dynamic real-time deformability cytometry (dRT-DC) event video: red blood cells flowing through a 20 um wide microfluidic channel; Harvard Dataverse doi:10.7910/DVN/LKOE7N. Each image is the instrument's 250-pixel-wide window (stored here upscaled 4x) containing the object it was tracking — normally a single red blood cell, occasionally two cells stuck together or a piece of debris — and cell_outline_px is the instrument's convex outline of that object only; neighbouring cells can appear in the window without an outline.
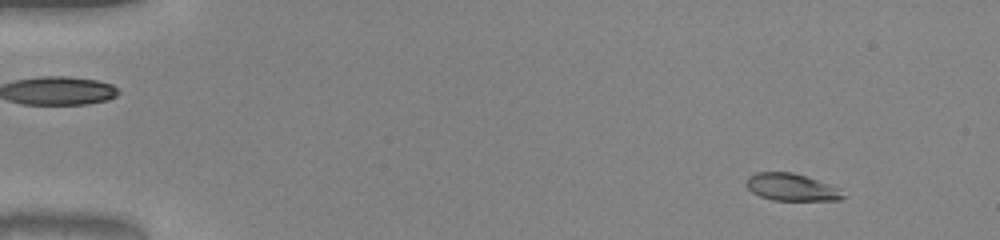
{"species": "common noctule bat (a hibernating species)", "species_latin": "Nyctalus noctula", "temperature_condition": "warm", "stored_images_in_passage": 48, "camera_frame_rate_fps": 3000, "um_per_image_px": 0.085, "animal": {"sex": "male", "body_mass_g": 20.0, "forearm_length_mm": 53.3}, "frame": {"image": 1, "passage_image": 2, "time_ms": 0.333, "image_size_px": [1000, 240], "cell_outline_px": [[848, 196], [840, 200], [772, 200], [760, 196], [752, 192], [748, 188], [748, 176], [756, 172], [792, 172], [840, 188]], "centroid_in_image_um": [67.32, 15.92], "position_along_channel_um": 17.7, "area_um2": 15.26}}
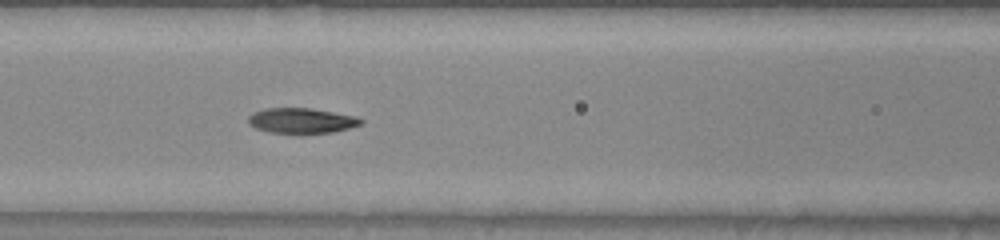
{"frame": {"image": 2, "passage_image": 20, "time_ms": 6.333, "image_size_px": [1000, 240], "cell_outline_px": [[364, 124], [332, 132], [268, 132], [256, 128], [248, 124], [248, 116], [252, 112], [264, 108], [312, 108], [356, 116], [364, 120]], "centroid_in_image_um": [25.62, 10.23], "position_along_channel_um": 141.0, "area_um2": 16.47}}
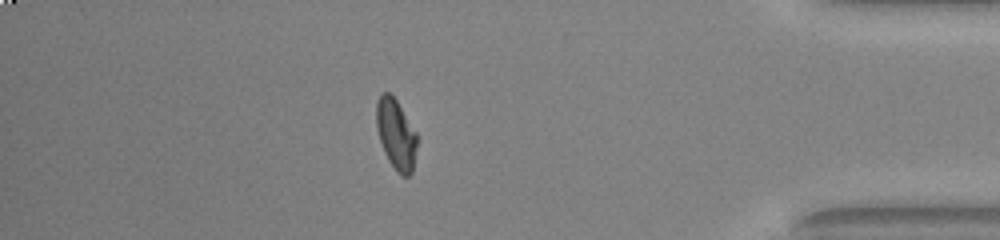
{"frame": {"image": 3, "passage_image": 42, "time_ms": 13.667, "image_size_px": [1000, 240], "cell_outline_px": [[416, 148], [412, 172], [408, 176], [400, 176], [396, 172], [388, 160], [384, 152], [376, 128], [376, 100], [380, 92], [388, 92], [396, 100], [416, 132]], "centroid_in_image_um": [33.63, 11.41], "position_along_channel_um": 401.6, "area_um2": 16.65}, "authors_computed_cell_mechanics": {"area_um2": 16.6464, "velocity_mm_per_s": 4.035, "shape_relaxation_time_tau1_ms": 10.135, "shape_relaxation_time_tau2_ms": 1.02, "deformation_change_tau1": 0.3309, "deformation_change_tau2": 0.0551}}